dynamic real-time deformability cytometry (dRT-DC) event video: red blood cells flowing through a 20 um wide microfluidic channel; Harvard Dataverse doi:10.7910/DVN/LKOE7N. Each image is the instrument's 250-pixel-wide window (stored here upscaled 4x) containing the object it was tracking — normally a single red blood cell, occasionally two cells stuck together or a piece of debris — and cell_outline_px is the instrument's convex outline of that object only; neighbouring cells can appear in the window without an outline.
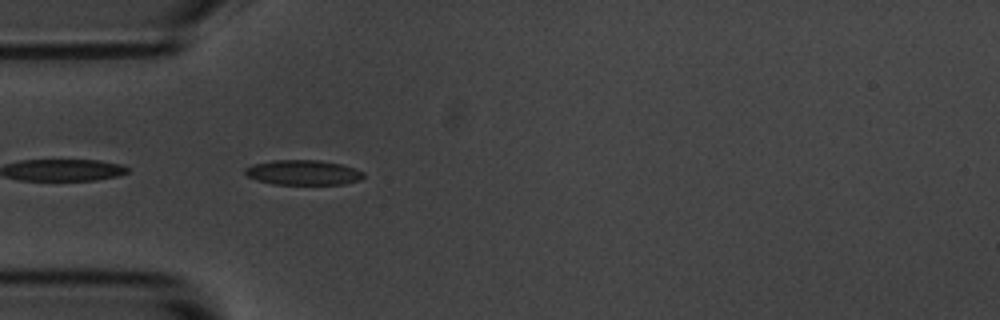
{"species": "common noctule bat (a hibernating species)", "species_latin": "Nyctalus noctula", "temperature_condition": "room temperature", "stored_images_in_passage": 5, "camera_frame_rate_fps": 3000, "um_per_image_px": 0.085, "animal": {"sex": "male", "body_mass_g": 20.1, "forearm_length_mm": 53.5}, "frame": {"image": 1, "passage_image": 2, "time_ms": 0.333, "image_size_px": [1000, 320], "cell_outline_px": [[364, 176], [360, 180], [344, 184], [272, 184], [256, 180], [248, 176], [244, 172], [244, 168], [252, 164], [272, 160], [320, 160], [340, 164], [364, 172]], "centroid_in_image_um": [25.73, 14.66], "position_along_channel_um": 59.3, "area_um2": 17.22}}